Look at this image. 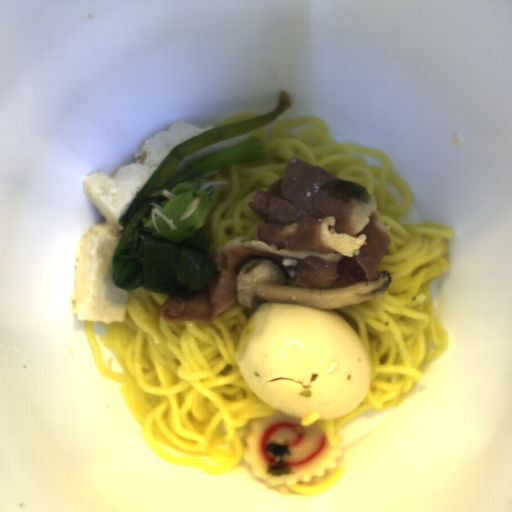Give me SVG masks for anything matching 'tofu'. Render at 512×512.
<instances>
[{"label":"tofu","instance_id":"obj_1","mask_svg":"<svg viewBox=\"0 0 512 512\" xmlns=\"http://www.w3.org/2000/svg\"><path fill=\"white\" fill-rule=\"evenodd\" d=\"M215 128L174 122L143 142L135 163L119 168L113 177L103 172L87 175L86 196L105 217L95 223L78 246L73 286L78 320L125 322L129 291L114 282V253L123 237L120 224L129 207L171 151Z\"/></svg>","mask_w":512,"mask_h":512},{"label":"tofu","instance_id":"obj_2","mask_svg":"<svg viewBox=\"0 0 512 512\" xmlns=\"http://www.w3.org/2000/svg\"><path fill=\"white\" fill-rule=\"evenodd\" d=\"M224 148H227V143H226V139L225 140H222V141H219V142H215V143H212L202 149H199L191 154H189L188 156H186L185 158L182 159L181 163L179 164V166L176 168V170L171 174V176L168 178V179H172L174 176H176L180 171L183 170L184 167H186L187 165L195 162L196 160L206 156V155H209L213 152H216V151H219L221 149H224Z\"/></svg>","mask_w":512,"mask_h":512}]
</instances>
